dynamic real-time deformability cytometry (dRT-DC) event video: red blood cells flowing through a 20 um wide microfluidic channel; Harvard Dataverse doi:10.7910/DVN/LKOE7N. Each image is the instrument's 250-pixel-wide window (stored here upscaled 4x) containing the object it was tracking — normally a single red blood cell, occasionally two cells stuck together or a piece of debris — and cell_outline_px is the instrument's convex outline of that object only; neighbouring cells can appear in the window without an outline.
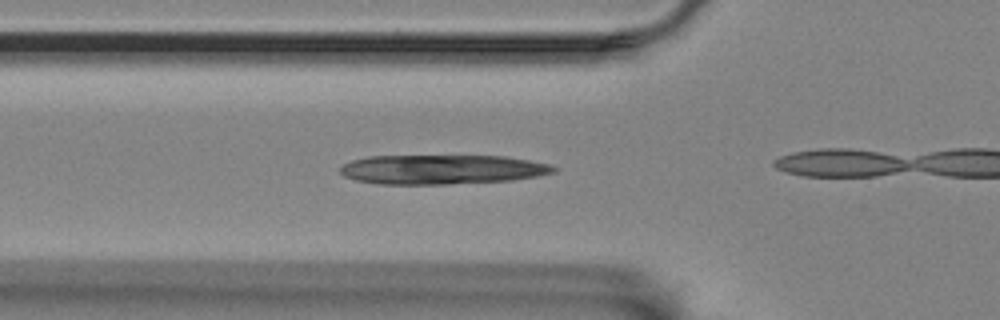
{"species": "Egyptian fruit bat (a non-hibernating species)", "species_latin": "Rousettus aegyptiacus", "temperature_condition": "room temperature", "stored_images_in_passage": 30, "camera_frame_rate_fps": 3000, "um_per_image_px": 0.085, "animal": {"sex": "female"}, "frame": {"image": 1, "passage_image": 4, "time_ms": 1.0, "image_size_px": [1000, 320], "cell_outline_px": [[556, 172], [536, 176], [512, 180], [448, 184], [376, 184], [356, 180], [344, 176], [340, 172], [340, 168], [344, 164], [352, 160], [368, 156], [504, 156], [552, 164], [556, 168]], "centroid_in_image_um": [37.56, 14.4], "position_along_channel_um": 88.2, "area_um2": 36.65}}
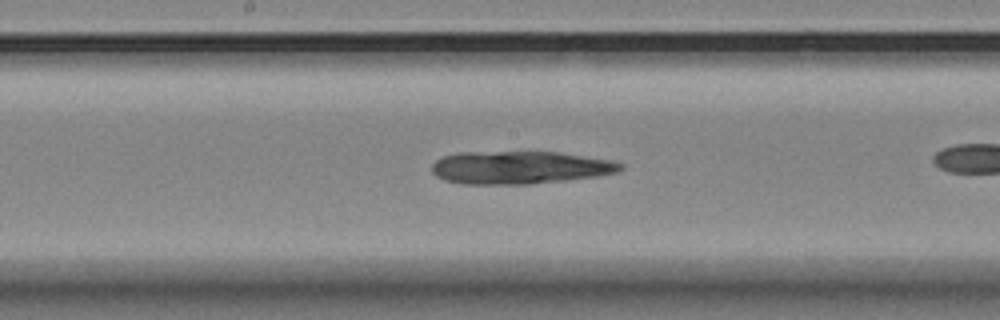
{"frame": {"image": 2, "passage_image": 14, "time_ms": 4.333, "image_size_px": [1000, 320], "cell_outline_px": [[624, 168], [616, 172], [596, 176], [532, 184], [464, 184], [444, 180], [436, 176], [432, 172], [432, 164], [436, 160], [444, 156], [460, 152], [560, 152], [612, 160], [624, 164]], "centroid_in_image_um": [44.18, 14.24], "position_along_channel_um": 204.0, "area_um2": 36.13}}
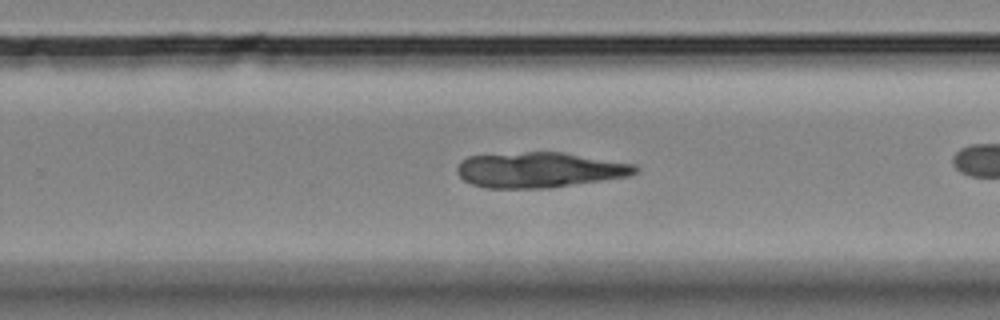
{"frame": {"image": 3, "passage_image": 21, "time_ms": 6.667, "image_size_px": [1000, 320], "cell_outline_px": [[640, 168], [636, 172], [628, 176], [548, 188], [484, 188], [472, 184], [464, 180], [456, 172], [456, 168], [460, 160], [468, 156], [524, 152], [560, 152], [636, 164]], "centroid_in_image_um": [45.81, 14.44], "position_along_channel_um": 284.0, "area_um2": 36.65}}